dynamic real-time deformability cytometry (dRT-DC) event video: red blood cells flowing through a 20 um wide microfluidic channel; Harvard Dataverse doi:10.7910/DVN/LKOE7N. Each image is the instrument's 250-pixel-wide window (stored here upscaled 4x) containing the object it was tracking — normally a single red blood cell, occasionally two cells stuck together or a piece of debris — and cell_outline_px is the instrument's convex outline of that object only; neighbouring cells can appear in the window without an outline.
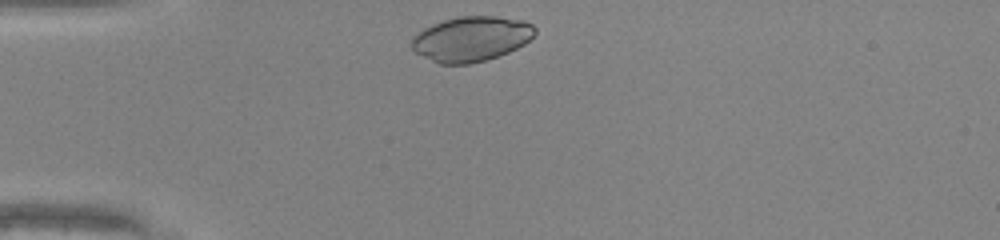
{"species": "common noctule bat (a hibernating species)", "species_latin": "Nyctalus noctula", "temperature_condition": "warm", "stored_images_in_passage": 28, "camera_frame_rate_fps": 3000, "um_per_image_px": 0.085, "animal": {"sex": "male", "body_mass_g": 20.0, "forearm_length_mm": 53.3}, "frame": {"image": 1, "passage_image": 1, "time_ms": 0.0, "image_size_px": [1000, 240], "cell_outline_px": [[536, 32], [524, 44], [508, 52], [484, 60], [468, 64], [440, 64], [416, 52], [412, 48], [412, 36], [424, 28], [432, 24], [444, 20], [460, 16], [496, 16], [524, 20], [532, 24], [536, 28]], "centroid_in_image_um": [40.06, 3.29], "position_along_channel_um": 44.9, "area_um2": 32.08}}
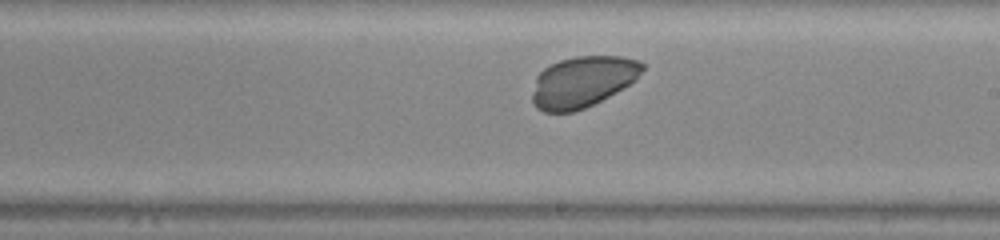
{"frame": {"image": 2, "passage_image": 17, "time_ms": 5.333, "image_size_px": [1000, 240], "cell_outline_px": [[644, 68], [636, 80], [616, 92], [584, 108], [572, 112], [544, 112], [536, 108], [532, 100], [532, 92], [536, 76], [544, 68], [560, 60], [576, 56], [620, 56], [640, 60], [644, 64]], "centroid_in_image_um": [49.52, 6.94], "position_along_channel_um": 239.5, "area_um2": 32.71}}